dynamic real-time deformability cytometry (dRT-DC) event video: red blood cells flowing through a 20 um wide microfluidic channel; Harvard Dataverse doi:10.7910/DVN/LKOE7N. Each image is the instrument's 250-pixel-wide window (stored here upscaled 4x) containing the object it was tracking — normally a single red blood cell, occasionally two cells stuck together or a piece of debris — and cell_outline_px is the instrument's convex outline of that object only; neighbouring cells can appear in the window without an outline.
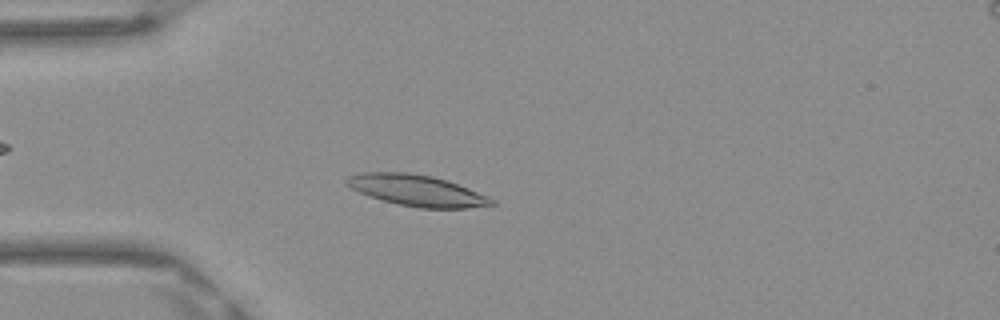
{"species": "Egyptian fruit bat (a non-hibernating species)", "species_latin": "Rousettus aegyptiacus", "temperature_condition": "warm", "stored_images_in_passage": 49, "camera_frame_rate_fps": 3000, "um_per_image_px": 0.085, "frame": {"image": 1, "passage_image": 14, "time_ms": 4.333, "image_size_px": [1000, 320], "cell_outline_px": [[496, 204], [468, 208], [420, 208], [396, 204], [360, 192], [344, 184], [344, 180], [348, 176], [364, 172], [408, 172], [432, 176], [448, 180], [488, 196], [496, 200]], "centroid_in_image_um": [35.45, 16.18], "position_along_channel_um": 49.6, "area_um2": 26.3}}
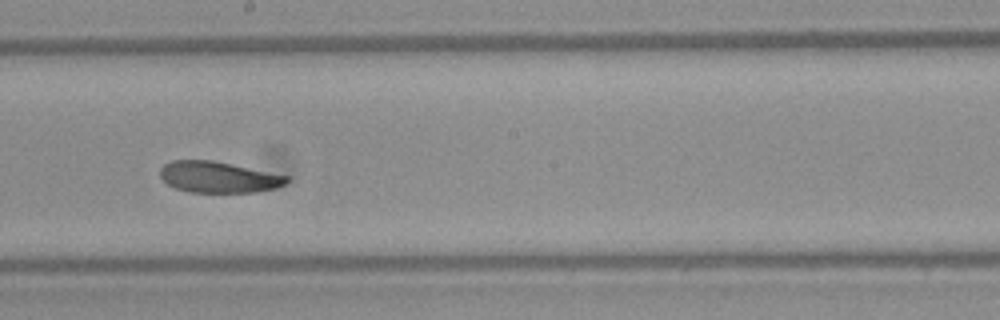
{"frame": {"image": 2, "passage_image": 28, "time_ms": 9.0, "image_size_px": [1000, 320], "cell_outline_px": [[288, 180], [284, 184], [276, 188], [256, 192], [188, 192], [176, 188], [168, 184], [160, 176], [160, 168], [164, 164], [172, 160], [212, 160], [232, 164], [288, 176]], "centroid_in_image_um": [18.54, 15.05], "position_along_channel_um": 229.7, "area_um2": 22.83}}
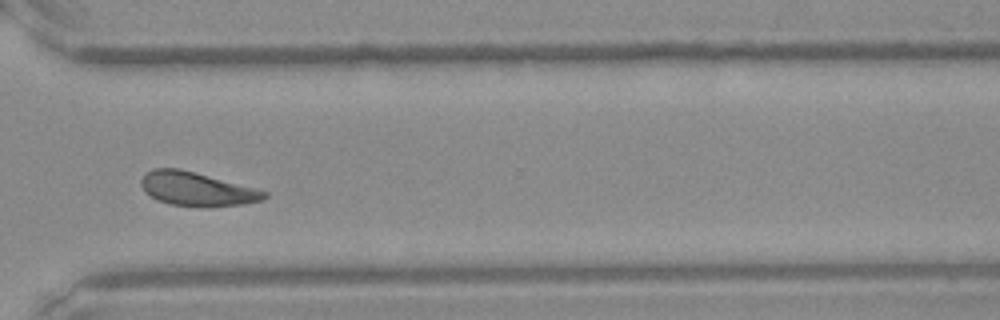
{"frame": {"image": 3, "passage_image": 37, "time_ms": 12.0, "image_size_px": [1000, 320], "cell_outline_px": [[268, 196], [264, 200], [244, 204], [200, 208], [168, 204], [144, 192], [140, 184], [140, 180], [152, 168], [180, 168], [268, 192]], "centroid_in_image_um": [16.72, 16.08], "position_along_channel_um": 353.9, "area_um2": 24.28}, "authors_computed_cell_mechanics": {"area_um2": 24.565, "velocity_mm_per_s": 4.1378, "shape_relaxation_time_tau1_ms": 4.0649, "shape_relaxation_time_tau2_ms": 4.5026, "deformation_change_tau1": 0.1173, "deformation_change_tau2": 0.1125}}